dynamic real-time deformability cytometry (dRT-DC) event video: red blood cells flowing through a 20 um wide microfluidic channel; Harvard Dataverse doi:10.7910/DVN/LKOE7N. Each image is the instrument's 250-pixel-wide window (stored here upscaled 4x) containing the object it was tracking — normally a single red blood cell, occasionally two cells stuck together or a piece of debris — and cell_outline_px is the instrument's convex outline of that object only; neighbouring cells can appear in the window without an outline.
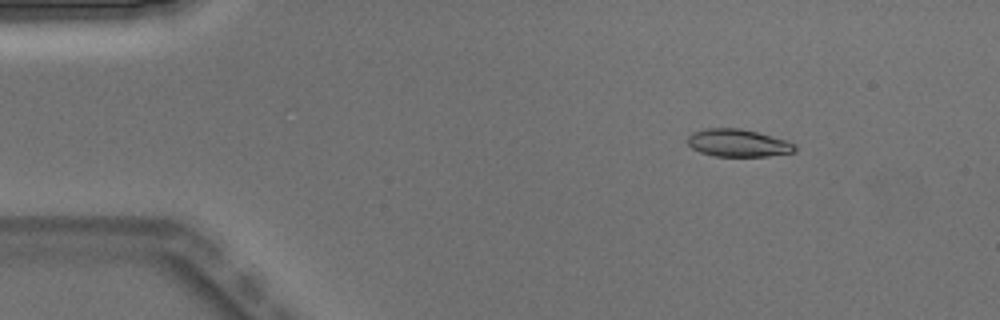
{"species": "Egyptian fruit bat (a non-hibernating species)", "species_latin": "Rousettus aegyptiacus", "temperature_condition": "warm", "stored_images_in_passage": 4, "camera_frame_rate_fps": 3000, "um_per_image_px": 0.085, "animal": {"sex": "male"}, "frame": {"image": 1, "passage_image": 2, "time_ms": 0.333, "image_size_px": [1000, 320], "cell_outline_px": [[796, 152], [768, 156], [716, 156], [700, 152], [692, 148], [688, 144], [688, 136], [692, 132], [704, 128], [740, 128], [788, 140], [796, 144]], "centroid_in_image_um": [62.75, 12.15], "position_along_channel_um": 22.2, "area_um2": 17.34}}